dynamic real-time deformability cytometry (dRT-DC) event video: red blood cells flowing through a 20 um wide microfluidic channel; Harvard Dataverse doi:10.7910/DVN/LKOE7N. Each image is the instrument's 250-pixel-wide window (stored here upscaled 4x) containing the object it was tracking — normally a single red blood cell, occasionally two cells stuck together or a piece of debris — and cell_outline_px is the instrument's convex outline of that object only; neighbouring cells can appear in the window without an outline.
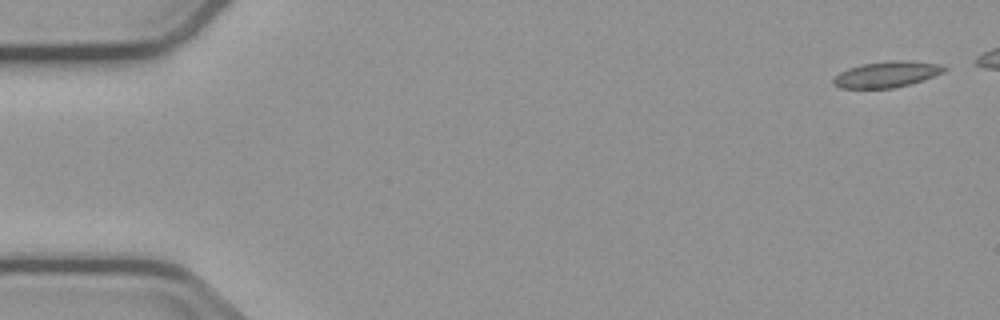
{"species": "common noctule bat (a hibernating species)", "species_latin": "Nyctalus noctula", "temperature_condition": "cold", "stored_images_in_passage": 6, "camera_frame_rate_fps": 3000, "um_per_image_px": 0.085, "animal": {"sex": "male", "body_mass_g": 23.1, "forearm_length_mm": 52.7}, "frame": {"image": 1, "passage_image": 1, "time_ms": 0.0, "image_size_px": [1000, 320], "cell_outline_px": [[948, 68], [944, 72], [924, 80], [892, 88], [840, 88], [832, 84], [832, 80], [840, 72], [848, 68], [864, 64], [896, 60], [908, 60], [944, 64]], "centroid_in_image_um": [75.42, 6.31], "position_along_channel_um": 9.6, "area_um2": 16.82}}
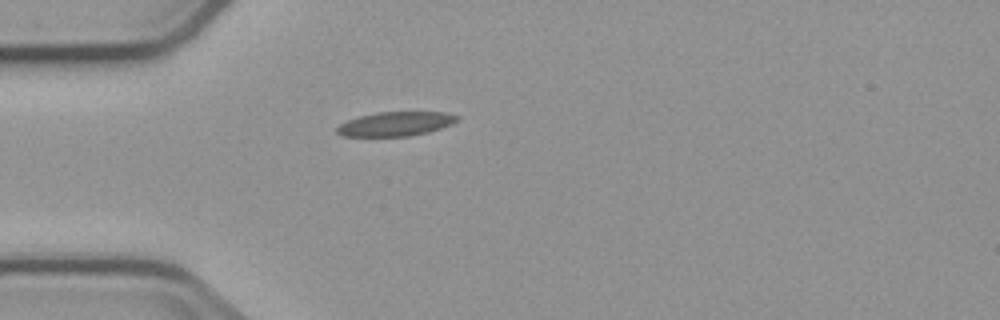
{"frame": {"image": 2, "passage_image": 6, "time_ms": 5.667, "image_size_px": [1000, 320], "cell_outline_px": [[460, 116], [452, 124], [428, 132], [408, 136], [340, 136], [336, 132], [336, 128], [340, 124], [348, 120], [360, 116], [376, 112], [448, 112]], "centroid_in_image_um": [33.62, 10.53], "position_along_channel_um": 51.4, "area_um2": 16.94}}